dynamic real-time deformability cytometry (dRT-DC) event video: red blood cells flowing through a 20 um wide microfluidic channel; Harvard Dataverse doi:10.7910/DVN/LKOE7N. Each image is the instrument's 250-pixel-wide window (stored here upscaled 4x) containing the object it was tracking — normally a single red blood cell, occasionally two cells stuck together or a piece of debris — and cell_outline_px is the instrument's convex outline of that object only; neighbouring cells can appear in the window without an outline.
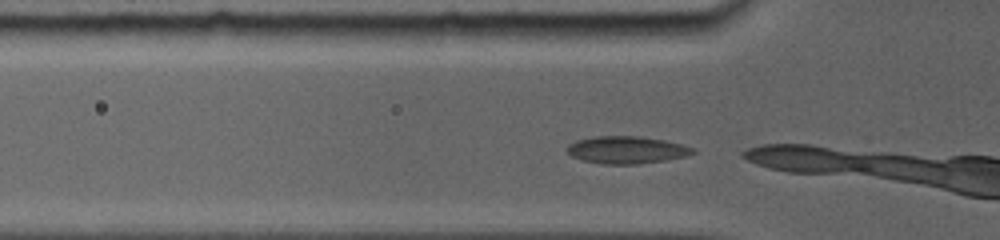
{"species": "common noctule bat (a hibernating species)", "species_latin": "Nyctalus noctula", "temperature_condition": "room temperature", "stored_images_in_passage": 4, "camera_frame_rate_fps": 5000, "um_per_image_px": 0.085, "animal": {"sex": "female", "body_mass_g": 19.0, "forearm_length_mm": 56.7}, "frame": {"image": 1, "passage_image": 2, "time_ms": 0.2, "image_size_px": [1000, 240], "cell_outline_px": [[696, 152], [688, 156], [668, 160], [640, 164], [600, 164], [580, 160], [572, 156], [568, 152], [568, 144], [576, 140], [596, 136], [640, 136], [664, 140], [696, 148]], "centroid_in_image_um": [53.29, 12.75], "position_along_channel_um": 72.5, "area_um2": 20.29}}